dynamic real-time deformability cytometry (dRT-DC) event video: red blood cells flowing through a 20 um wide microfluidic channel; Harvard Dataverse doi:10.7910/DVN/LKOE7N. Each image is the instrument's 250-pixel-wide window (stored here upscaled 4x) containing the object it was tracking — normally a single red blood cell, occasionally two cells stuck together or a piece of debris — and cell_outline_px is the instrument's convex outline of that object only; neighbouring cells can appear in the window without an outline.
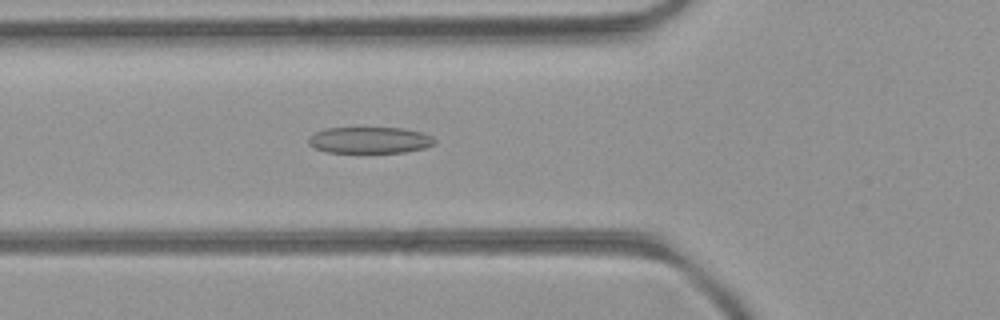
{"species": "common noctule bat (a hibernating species)", "species_latin": "Nyctalus noctula", "temperature_condition": "room temperature", "stored_images_in_passage": 49, "camera_frame_rate_fps": 3000, "um_per_image_px": 0.085, "animal": {"sex": "female", "body_mass_g": 21.9}, "frame": {"image": 1, "passage_image": 18, "time_ms": 5.667, "image_size_px": [1000, 320], "cell_outline_px": [[436, 144], [424, 148], [404, 152], [328, 152], [316, 148], [308, 144], [308, 136], [324, 128], [404, 128], [420, 132], [432, 136], [436, 140]], "centroid_in_image_um": [31.43, 11.9], "position_along_channel_um": 94.4, "area_um2": 19.36}}
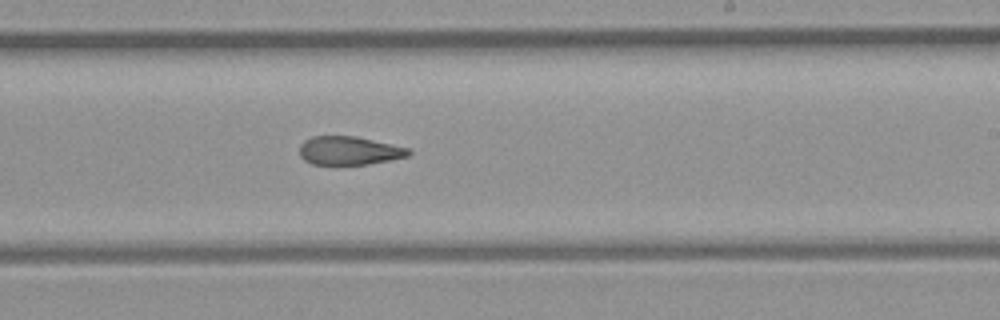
{"frame": {"image": 2, "passage_image": 30, "time_ms": 9.667, "image_size_px": [1000, 320], "cell_outline_px": [[412, 152], [408, 156], [368, 164], [312, 164], [304, 160], [300, 156], [300, 144], [304, 140], [312, 136], [356, 136], [392, 144], [408, 148]], "centroid_in_image_um": [29.65, 12.79], "position_along_channel_um": 259.3, "area_um2": 18.03}}
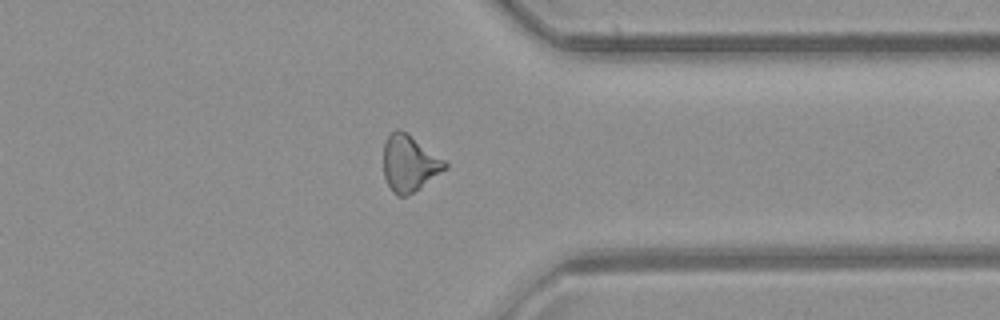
{"frame": {"image": 3, "passage_image": 39, "time_ms": 12.667, "image_size_px": [1000, 320], "cell_outline_px": [[448, 168], [420, 188], [408, 196], [400, 196], [392, 192], [384, 176], [384, 144], [388, 136], [396, 128], [400, 128], [408, 132], [444, 160], [448, 164]], "centroid_in_image_um": [34.8, 13.87], "position_along_channel_um": 376.6, "area_um2": 20.29}, "authors_computed_cell_mechanics": {"area_um2": 19.8832, "velocity_mm_per_s": 4.1096, "shape_relaxation_time_tau1_ms": null, "shape_relaxation_time_tau2_ms": 3.3574, "deformation_change_tau1": null, "deformation_change_tau2": 0.1128}}